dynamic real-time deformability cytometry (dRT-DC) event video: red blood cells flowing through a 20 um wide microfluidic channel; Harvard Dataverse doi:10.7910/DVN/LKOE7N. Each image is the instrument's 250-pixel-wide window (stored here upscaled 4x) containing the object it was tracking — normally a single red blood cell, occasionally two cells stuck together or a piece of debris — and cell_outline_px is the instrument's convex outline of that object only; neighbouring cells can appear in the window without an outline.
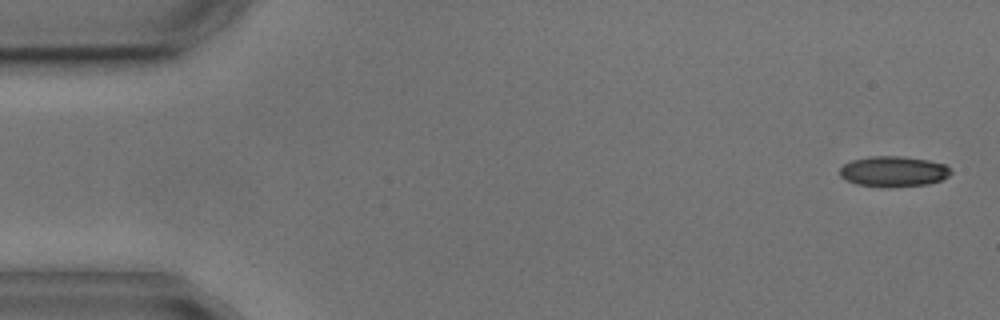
{"species": "common noctule bat (a hibernating species)", "species_latin": "Nyctalus noctula", "temperature_condition": "cold", "stored_images_in_passage": 4, "camera_frame_rate_fps": 3000, "um_per_image_px": 0.085, "animal": {"sex": "male", "body_mass_g": 17.9, "forearm_length_mm": 54.2}, "frame": {"image": 1, "passage_image": 1, "time_ms": 0.0, "image_size_px": [1000, 320], "cell_outline_px": [[952, 172], [948, 176], [940, 180], [928, 184], [856, 184], [840, 176], [840, 168], [844, 164], [852, 160], [872, 156], [900, 156], [928, 160], [944, 164]], "centroid_in_image_um": [75.95, 14.52], "position_along_channel_um": 9.1, "area_um2": 18.67}}